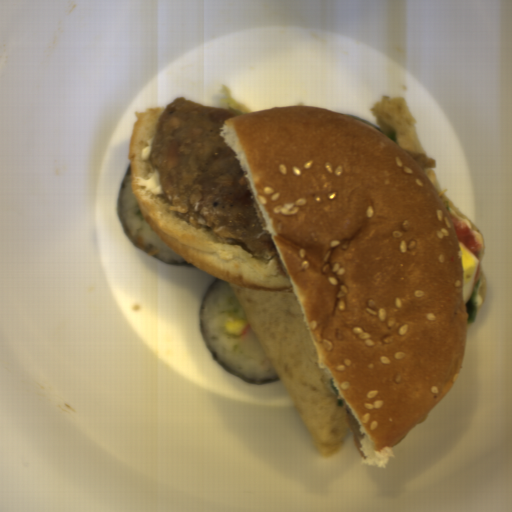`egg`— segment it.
<instances>
[{"mask_svg":"<svg viewBox=\"0 0 512 512\" xmlns=\"http://www.w3.org/2000/svg\"><path fill=\"white\" fill-rule=\"evenodd\" d=\"M247 318H238L225 321L224 329L230 335H242L249 325Z\"/></svg>","mask_w":512,"mask_h":512,"instance_id":"2799bb9f","label":"egg"},{"mask_svg":"<svg viewBox=\"0 0 512 512\" xmlns=\"http://www.w3.org/2000/svg\"><path fill=\"white\" fill-rule=\"evenodd\" d=\"M460 250L463 261V302L464 305L471 298L474 282L480 266L478 258L473 255L460 242Z\"/></svg>","mask_w":512,"mask_h":512,"instance_id":"d2b9013d","label":"egg"}]
</instances>
